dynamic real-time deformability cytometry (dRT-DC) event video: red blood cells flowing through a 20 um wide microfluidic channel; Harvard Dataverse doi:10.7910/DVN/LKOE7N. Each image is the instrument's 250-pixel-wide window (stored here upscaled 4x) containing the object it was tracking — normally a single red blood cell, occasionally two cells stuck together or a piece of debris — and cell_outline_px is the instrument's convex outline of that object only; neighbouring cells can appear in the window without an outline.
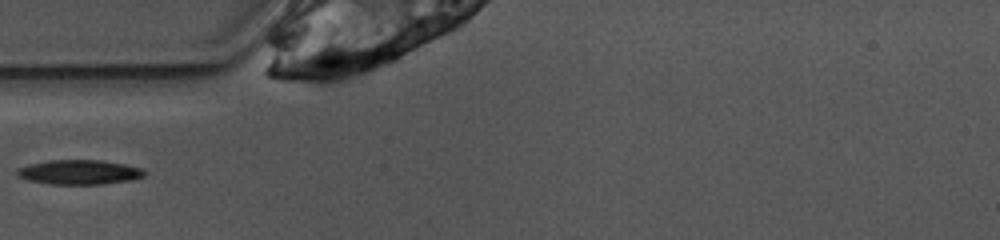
{"species": "common noctule bat (a hibernating species)", "species_latin": "Nyctalus noctula", "temperature_condition": "warm", "stored_images_in_passage": 36, "camera_frame_rate_fps": 3000, "um_per_image_px": 0.085, "animal": {"sex": "female", "body_mass_g": 10.0, "forearm_length_mm": 53.1}, "frame": {"image": 1, "passage_image": 1, "time_ms": 0.0, "image_size_px": [1000, 240], "cell_outline_px": [[144, 176], [132, 180], [104, 184], [52, 184], [28, 180], [16, 176], [16, 168], [28, 164], [48, 160], [100, 160], [124, 164], [140, 168], [144, 172]], "centroid_in_image_um": [6.68, 14.63], "position_along_channel_um": 78.3, "area_um2": 18.26}}
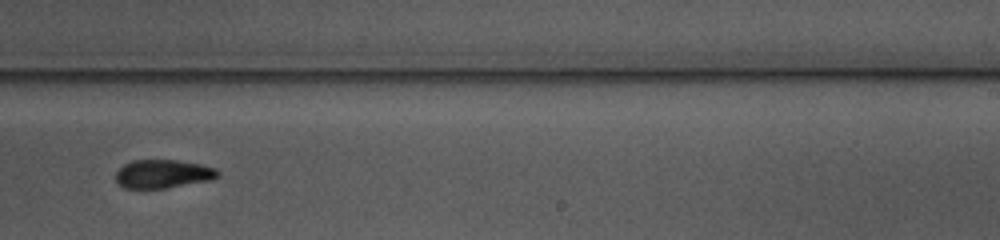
{"frame": {"image": 2, "passage_image": 16, "time_ms": 5.0, "image_size_px": [1000, 240], "cell_outline_px": [[220, 176], [212, 180], [168, 188], [124, 188], [116, 180], [116, 172], [124, 164], [132, 160], [176, 160], [200, 164], [216, 168], [220, 172]], "centroid_in_image_um": [13.89, 14.78], "position_along_channel_um": 275.1, "area_um2": 17.05}}
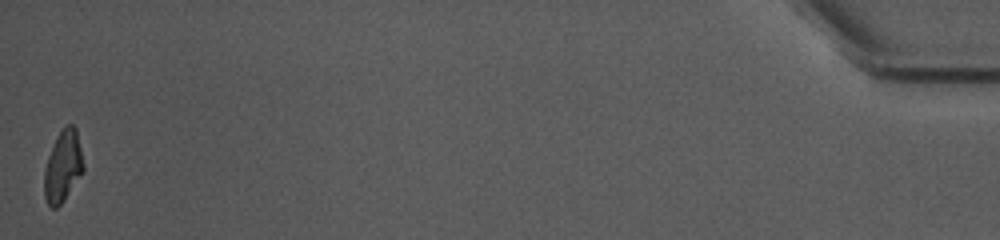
{"frame": {"image": 3, "passage_image": 36, "time_ms": 11.667, "image_size_px": [1000, 240], "cell_outline_px": [[84, 168], [64, 200], [56, 208], [52, 208], [48, 204], [44, 196], [44, 172], [48, 156], [64, 124], [72, 124], [76, 128], [84, 164]], "centroid_in_image_um": [5.34, 14.13], "position_along_channel_um": 429.9, "area_um2": 15.95}}